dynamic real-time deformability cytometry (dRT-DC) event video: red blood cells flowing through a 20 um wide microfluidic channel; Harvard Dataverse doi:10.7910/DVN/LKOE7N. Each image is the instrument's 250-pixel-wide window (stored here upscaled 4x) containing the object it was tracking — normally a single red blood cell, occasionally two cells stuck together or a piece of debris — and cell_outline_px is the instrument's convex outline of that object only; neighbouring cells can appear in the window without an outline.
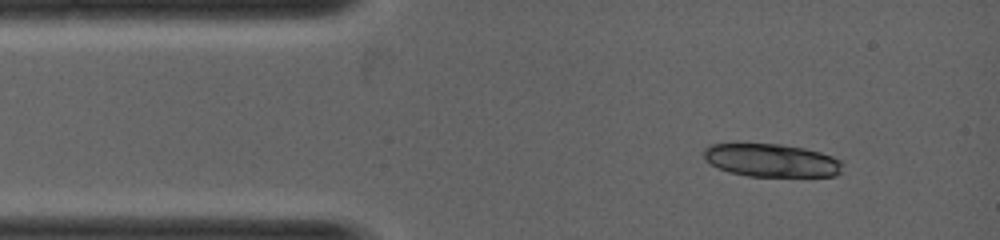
{"species": "common noctule bat (a hibernating species)", "species_latin": "Nyctalus noctula", "temperature_condition": "warm", "stored_images_in_passage": 4, "camera_frame_rate_fps": 5000, "um_per_image_px": 0.085, "animal": {"sex": "female", "body_mass_g": 19.0, "forearm_length_mm": 53.3}, "frame": {"image": 1, "passage_image": 1, "time_ms": 0.0, "image_size_px": [1000, 240], "cell_outline_px": [[844, 164], [840, 172], [836, 176], [748, 176], [728, 172], [704, 160], [704, 148], [708, 144], [736, 140], [780, 144], [804, 148], [820, 152], [832, 156], [840, 160]], "centroid_in_image_um": [65.49, 13.57], "position_along_channel_um": 19.5, "area_um2": 27.8}}